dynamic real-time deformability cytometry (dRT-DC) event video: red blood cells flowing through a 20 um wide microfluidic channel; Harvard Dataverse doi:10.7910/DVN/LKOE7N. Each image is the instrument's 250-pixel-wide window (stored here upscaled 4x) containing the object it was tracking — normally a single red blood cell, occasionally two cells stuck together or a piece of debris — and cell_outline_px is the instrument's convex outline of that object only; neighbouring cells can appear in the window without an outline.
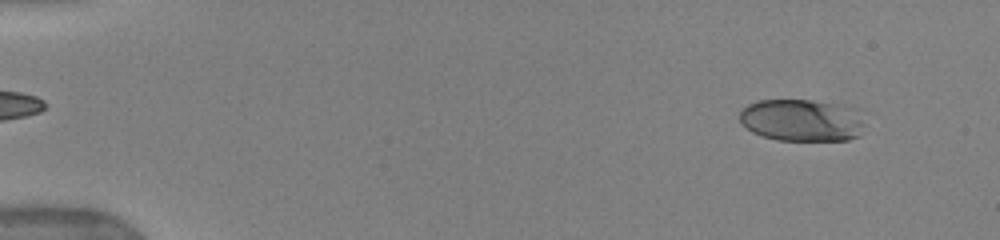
{"species": "human", "species_latin": "Homo sapiens", "temperature_condition": "warm", "stored_images_in_passage": 52, "camera_frame_rate_fps": 3000, "um_per_image_px": 0.085, "donor": {"sex": "female"}, "frame": {"image": 1, "passage_image": 4, "time_ms": 1.0, "image_size_px": [1000, 240], "cell_outline_px": [[864, 124], [860, 136], [848, 140], [776, 140], [752, 132], [740, 124], [740, 108], [748, 104], [760, 100], [812, 100], [836, 104], [856, 108]], "centroid_in_image_um": [68.14, 10.22], "position_along_channel_um": 16.9, "area_um2": 30.98}}
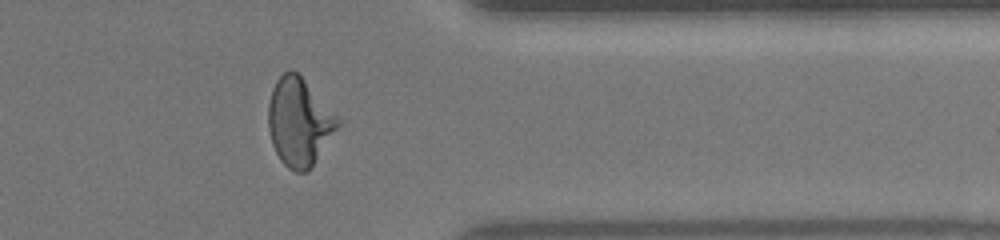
{"frame": {"image": 2, "passage_image": 43, "time_ms": 13.667, "image_size_px": [1000, 240], "cell_outline_px": [[340, 124], [312, 164], [304, 172], [296, 172], [288, 168], [280, 160], [272, 144], [268, 128], [268, 104], [272, 88], [276, 80], [288, 68], [292, 68], [300, 76], [340, 120]], "centroid_in_image_um": [25.37, 10.35], "position_along_channel_um": 386.0, "area_um2": 34.74}}
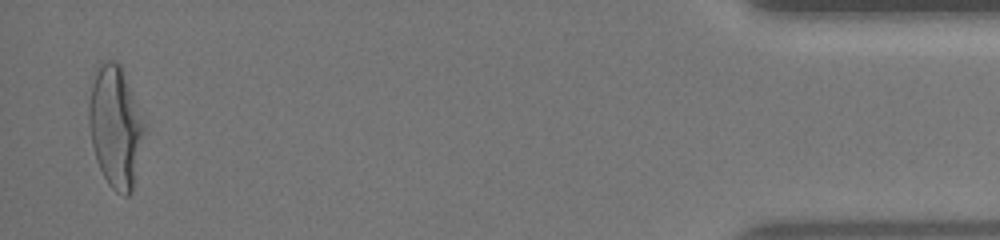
{"frame": {"image": 3, "passage_image": 51, "time_ms": 16.333, "image_size_px": [1000, 240], "cell_outline_px": [[148, 128], [132, 192], [128, 196], [124, 196], [116, 192], [108, 184], [96, 160], [92, 144], [88, 124], [88, 104], [92, 84], [100, 60], [116, 60], [120, 64]], "centroid_in_image_um": [9.85, 10.79], "position_along_channel_um": 425.4, "area_um2": 40.0}, "authors_computed_cell_mechanics": {"area_um2": 33.6974, "velocity_mm_per_s": 3.9562, "shape_relaxation_time_tau1_ms": 4.5975, "shape_relaxation_time_tau2_ms": null, "deformation_change_tau1": 0.2122, "deformation_change_tau2": null}}